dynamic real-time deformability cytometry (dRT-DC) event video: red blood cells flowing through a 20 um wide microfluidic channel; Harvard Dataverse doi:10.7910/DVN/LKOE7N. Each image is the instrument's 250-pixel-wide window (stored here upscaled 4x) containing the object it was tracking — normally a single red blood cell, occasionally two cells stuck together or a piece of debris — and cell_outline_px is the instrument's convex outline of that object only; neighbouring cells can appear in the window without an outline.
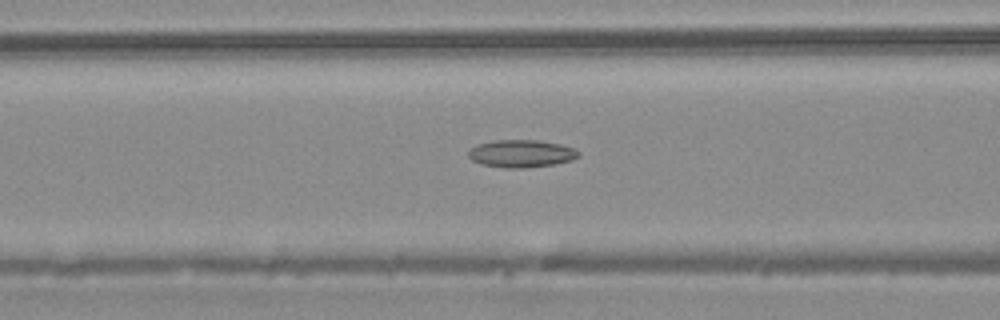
{"species": "common noctule bat (a hibernating species)", "species_latin": "Nyctalus noctula", "temperature_condition": "warm", "stored_images_in_passage": 29, "camera_frame_rate_fps": 3000, "um_per_image_px": 0.085, "animal": {"sex": "male", "body_mass_g": 20.4}, "frame": {"image": 1, "passage_image": 9, "time_ms": 2.667, "image_size_px": [1000, 320], "cell_outline_px": [[580, 156], [572, 160], [556, 164], [524, 168], [504, 168], [480, 164], [472, 160], [468, 156], [468, 152], [476, 144], [496, 140], [536, 140], [560, 144], [572, 148], [580, 152]], "centroid_in_image_um": [44.3, 13.06], "position_along_channel_um": 122.3, "area_um2": 17.74}}
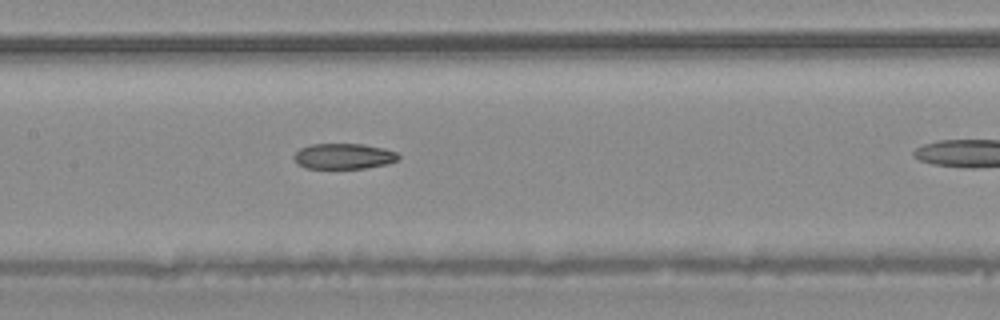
{"frame": {"image": 2, "passage_image": 13, "time_ms": 4.0, "image_size_px": [1000, 320], "cell_outline_px": [[400, 160], [388, 164], [364, 168], [304, 168], [296, 164], [292, 156], [300, 148], [312, 144], [364, 144], [384, 148], [396, 152], [400, 156]], "centroid_in_image_um": [29.22, 13.28], "position_along_channel_um": 178.2, "area_um2": 15.78}}